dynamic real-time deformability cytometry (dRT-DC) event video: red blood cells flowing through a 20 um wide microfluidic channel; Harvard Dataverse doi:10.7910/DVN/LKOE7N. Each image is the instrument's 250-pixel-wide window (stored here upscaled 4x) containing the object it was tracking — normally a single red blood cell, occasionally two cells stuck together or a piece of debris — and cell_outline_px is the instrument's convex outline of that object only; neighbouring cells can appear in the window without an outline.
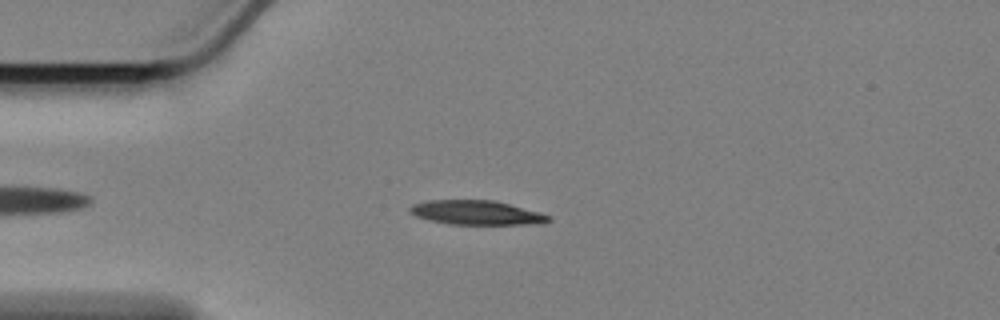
{"species": "Egyptian fruit bat (a non-hibernating species)", "species_latin": "Rousettus aegyptiacus", "temperature_condition": "cold", "stored_images_in_passage": 36, "camera_frame_rate_fps": 3000, "um_per_image_px": 0.085, "animal": {"sex": "female"}, "frame": {"image": 1, "passage_image": 8, "time_ms": 2.333, "image_size_px": [1000, 320], "cell_outline_px": [[552, 220], [544, 224], [448, 224], [428, 220], [416, 216], [408, 212], [408, 208], [412, 204], [432, 200], [492, 200], [540, 212], [552, 216]], "centroid_in_image_um": [40.51, 18.08], "position_along_channel_um": 44.5, "area_um2": 19.71}}
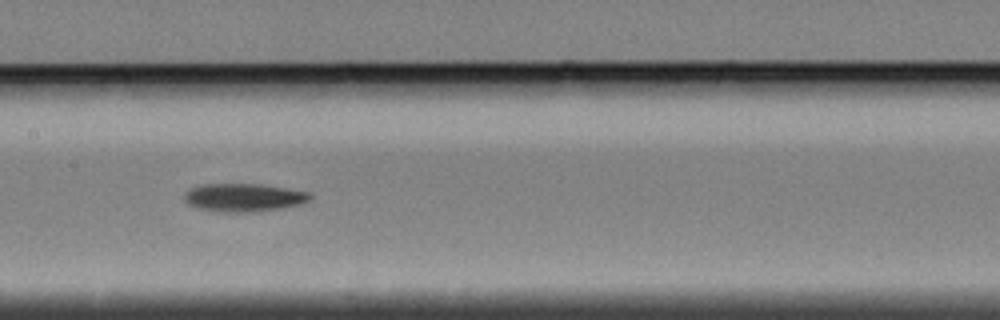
{"frame": {"image": 2, "passage_image": 22, "time_ms": 7.0, "image_size_px": [1000, 320], "cell_outline_px": [[312, 196], [308, 200], [296, 204], [280, 208], [256, 212], [224, 212], [196, 208], [188, 204], [184, 200], [184, 192], [192, 188], [204, 184], [260, 184], [308, 192]], "centroid_in_image_um": [20.65, 16.79], "position_along_channel_um": 186.8, "area_um2": 20.35}}
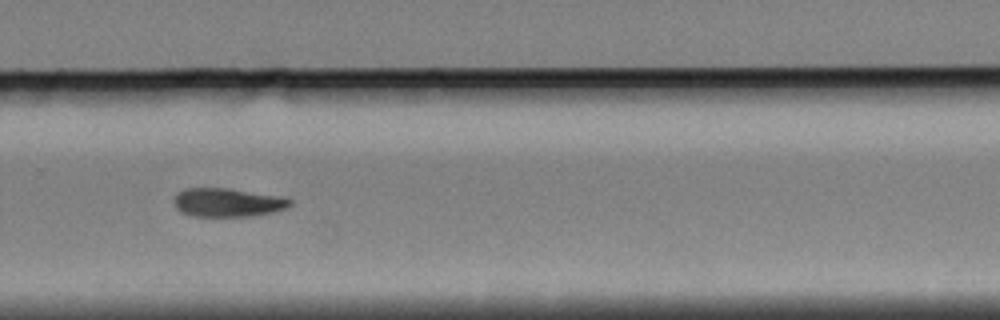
{"frame": {"image": 3, "passage_image": 33, "time_ms": 10.667, "image_size_px": [1000, 320], "cell_outline_px": [[292, 204], [284, 208], [272, 212], [252, 216], [196, 216], [180, 212], [176, 208], [176, 196], [180, 192], [188, 188], [224, 188], [280, 196], [292, 200]], "centroid_in_image_um": [19.37, 17.22], "position_along_channel_um": 310.4, "area_um2": 18.9}}